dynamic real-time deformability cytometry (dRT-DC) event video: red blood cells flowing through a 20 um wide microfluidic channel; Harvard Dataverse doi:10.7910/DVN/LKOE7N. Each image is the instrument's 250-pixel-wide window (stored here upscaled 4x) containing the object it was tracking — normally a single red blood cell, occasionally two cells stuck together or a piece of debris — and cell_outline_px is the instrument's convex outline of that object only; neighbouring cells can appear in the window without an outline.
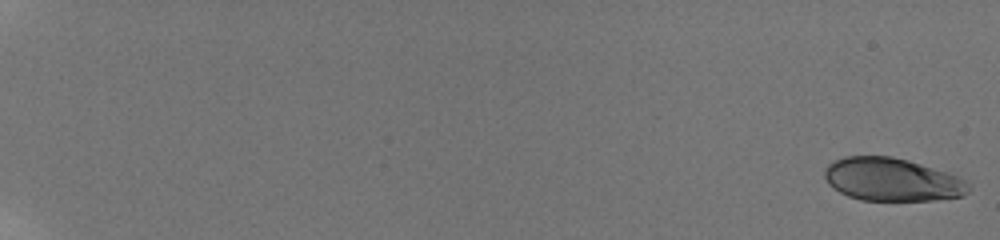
{"species": "human", "species_latin": "Homo sapiens", "temperature_condition": "room temperature", "stored_images_in_passage": 26, "camera_frame_rate_fps": 3000, "um_per_image_px": 0.085, "donor": {"sex": "male"}, "frame": {"image": 1, "passage_image": 1, "time_ms": 0.0, "image_size_px": [1000, 240], "cell_outline_px": [[972, 188], [964, 196], [932, 200], [860, 200], [848, 196], [840, 192], [828, 184], [824, 176], [824, 168], [828, 164], [844, 156], [892, 156], [908, 160], [948, 172], [968, 180]], "centroid_in_image_um": [75.85, 15.26], "position_along_channel_um": 9.1, "area_um2": 36.41}}
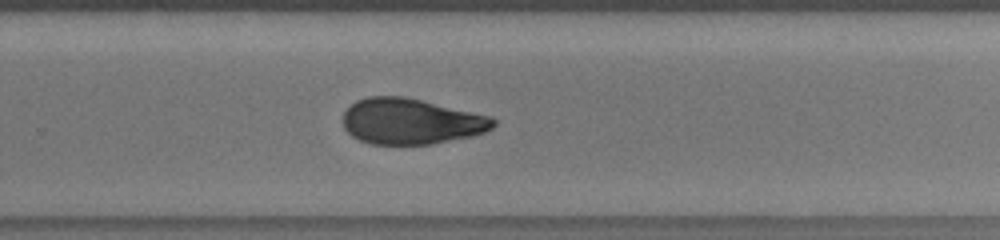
{"frame": {"image": 2, "passage_image": 19, "time_ms": 14.0, "image_size_px": [1000, 240], "cell_outline_px": [[496, 124], [492, 128], [484, 132], [472, 136], [432, 144], [372, 144], [360, 140], [352, 136], [344, 128], [344, 112], [356, 100], [368, 96], [404, 96], [492, 116], [496, 120]], "centroid_in_image_um": [34.95, 10.31], "position_along_channel_um": 294.8, "area_um2": 40.11}}
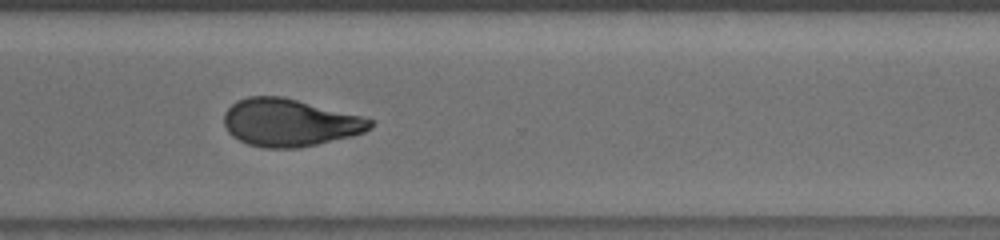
{"frame": {"image": 3, "passage_image": 21, "time_ms": 15.333, "image_size_px": [1000, 240], "cell_outline_px": [[376, 124], [372, 128], [364, 132], [352, 136], [316, 144], [296, 148], [264, 148], [248, 144], [232, 136], [228, 132], [224, 124], [224, 112], [236, 100], [248, 96], [284, 96], [360, 116], [372, 120]], "centroid_in_image_um": [24.6, 10.42], "position_along_channel_um": 346.0, "area_um2": 40.52}, "authors_computed_cell_mechanics": {"area_um2": 39.6219, "velocity_mm_per_s": 3.8312, "shape_relaxation_time_tau1_ms": 6.0637, "shape_relaxation_time_tau2_ms": 2.8206, "deformation_change_tau1": 0.1583, "deformation_change_tau2": 0.071}}